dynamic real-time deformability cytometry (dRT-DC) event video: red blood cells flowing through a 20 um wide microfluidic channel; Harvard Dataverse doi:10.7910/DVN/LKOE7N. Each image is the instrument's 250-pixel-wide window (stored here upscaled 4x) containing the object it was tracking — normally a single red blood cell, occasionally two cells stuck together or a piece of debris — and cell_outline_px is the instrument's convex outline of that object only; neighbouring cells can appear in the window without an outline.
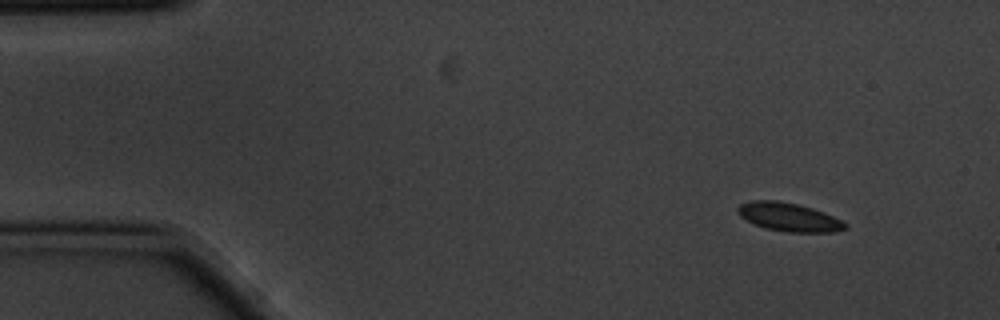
{"species": "common noctule bat (a hibernating species)", "species_latin": "Nyctalus noctula", "temperature_condition": "cold", "stored_images_in_passage": 4, "camera_frame_rate_fps": 3000, "um_per_image_px": 0.085, "animal": {"sex": "male", "body_mass_g": 20.1, "forearm_length_mm": 53.5}, "frame": {"image": 1, "passage_image": 1, "time_ms": 0.0, "image_size_px": [1000, 320], "cell_outline_px": [[848, 228], [832, 232], [788, 232], [764, 228], [752, 224], [740, 216], [736, 212], [736, 208], [740, 204], [752, 200], [780, 200], [812, 208], [824, 212], [848, 224]], "centroid_in_image_um": [67.01, 18.45], "position_along_channel_um": 18.0, "area_um2": 17.98}}
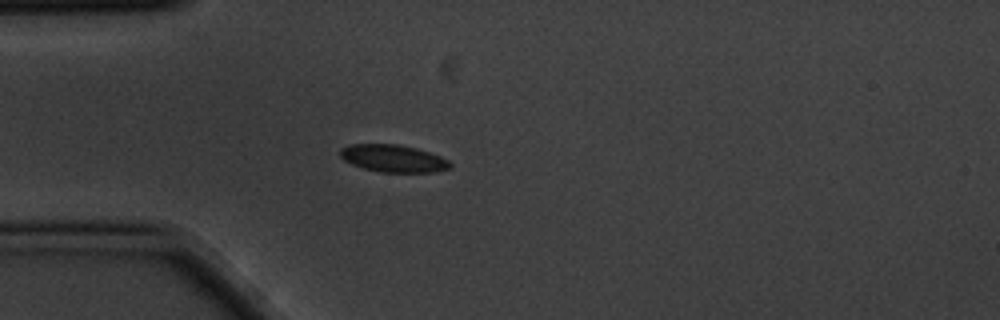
{"frame": {"image": 2, "passage_image": 4, "time_ms": 1.0, "image_size_px": [1000, 320], "cell_outline_px": [[452, 168], [436, 172], [380, 172], [364, 168], [352, 164], [344, 160], [340, 156], [340, 148], [348, 144], [396, 144], [416, 148], [440, 156], [448, 160], [452, 164]], "centroid_in_image_um": [33.43, 13.47], "position_along_channel_um": 51.6, "area_um2": 17.57}}